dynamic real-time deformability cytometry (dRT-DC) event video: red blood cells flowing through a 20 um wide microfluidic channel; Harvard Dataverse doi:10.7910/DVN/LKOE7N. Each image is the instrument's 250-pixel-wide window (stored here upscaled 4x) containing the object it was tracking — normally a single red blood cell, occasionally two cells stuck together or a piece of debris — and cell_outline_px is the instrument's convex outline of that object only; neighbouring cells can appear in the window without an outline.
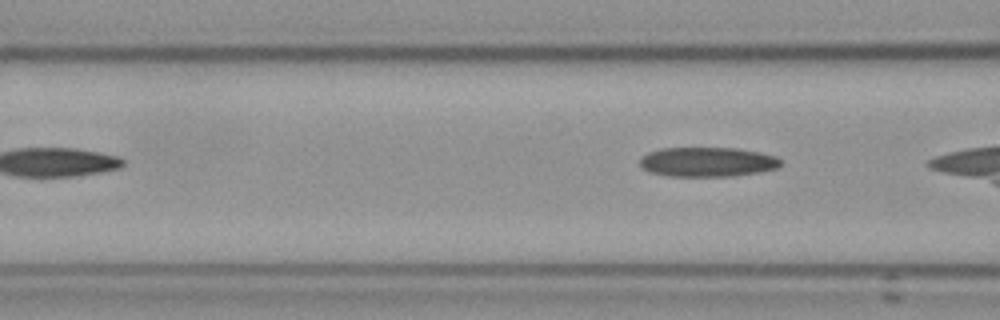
{"species": "Egyptian fruit bat (a non-hibernating species)", "species_latin": "Rousettus aegyptiacus", "temperature_condition": "cold", "stored_images_in_passage": 4, "camera_frame_rate_fps": 3000, "um_per_image_px": 0.085, "frame": {"image": 1, "passage_image": 4, "time_ms": 3.333, "image_size_px": [1000, 320], "cell_outline_px": [[780, 164], [776, 168], [756, 172], [732, 176], [668, 176], [652, 172], [644, 168], [640, 164], [640, 160], [648, 152], [660, 148], [736, 148], [760, 152], [776, 156], [780, 160]], "centroid_in_image_um": [60.13, 13.75], "position_along_channel_um": 106.5, "area_um2": 23.99}}